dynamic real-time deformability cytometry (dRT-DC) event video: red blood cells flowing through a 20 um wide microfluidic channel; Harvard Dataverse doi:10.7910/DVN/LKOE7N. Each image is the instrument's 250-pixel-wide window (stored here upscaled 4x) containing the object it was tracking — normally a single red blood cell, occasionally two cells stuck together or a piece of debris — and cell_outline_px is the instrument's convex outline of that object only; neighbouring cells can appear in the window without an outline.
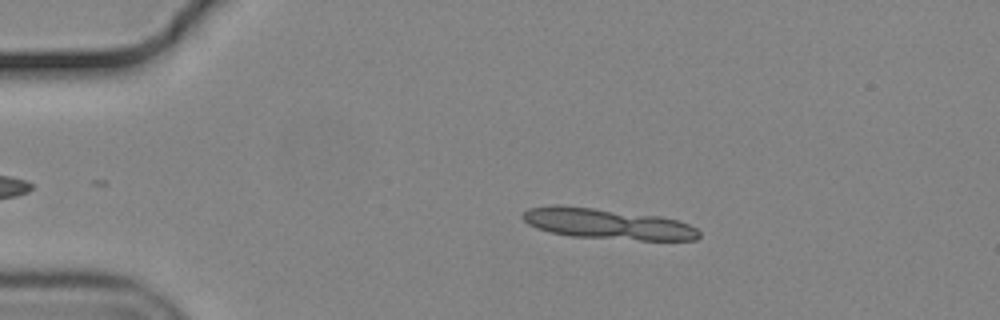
{"species": "common noctule bat (a hibernating species)", "species_latin": "Nyctalus noctula", "temperature_condition": "cold", "stored_images_in_passage": 14, "camera_frame_rate_fps": 3000, "um_per_image_px": 0.085, "animal": {"sex": "male", "body_mass_g": 19.2, "forearm_length_mm": 51.8}, "frame": {"image": 1, "passage_image": 10, "time_ms": 3.0, "image_size_px": [1000, 320], "cell_outline_px": [[700, 236], [696, 240], [640, 240], [572, 236], [552, 232], [536, 228], [528, 224], [524, 220], [524, 212], [528, 208], [552, 204], [560, 204], [660, 216], [676, 220], [688, 224], [696, 228], [700, 232]], "centroid_in_image_um": [51.63, 19.02], "position_along_channel_um": 33.4, "area_um2": 31.33}}